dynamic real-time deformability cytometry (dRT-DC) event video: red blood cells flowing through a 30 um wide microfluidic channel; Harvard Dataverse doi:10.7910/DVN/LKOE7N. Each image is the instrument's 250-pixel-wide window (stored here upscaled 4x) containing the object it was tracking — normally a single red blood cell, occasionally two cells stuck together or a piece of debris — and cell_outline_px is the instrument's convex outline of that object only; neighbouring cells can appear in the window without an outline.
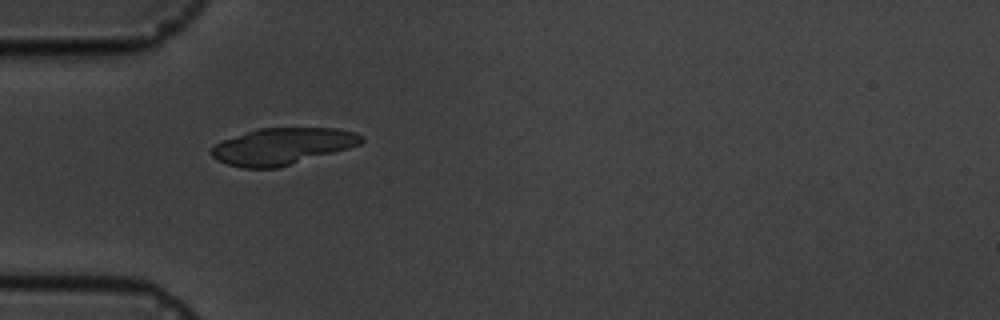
{"species": "common noctule bat (a hibernating species)", "species_latin": "Nyctalus noctula", "temperature_condition": "cold", "stored_images_in_passage": 3, "camera_frame_rate_fps": 3000, "um_per_image_px": 0.085, "animal": {"sex": "male", "body_mass_g": 19.5, "forearm_length_mm": 54.6}, "frame": {"image": 1, "passage_image": 2, "time_ms": 1.333, "image_size_px": [1000, 320], "cell_outline_px": [[364, 140], [360, 144], [348, 148], [276, 168], [244, 168], [228, 164], [212, 156], [212, 148], [216, 144], [224, 140], [256, 128], [336, 128], [356, 132], [364, 136]], "centroid_in_image_um": [24.03, 12.42], "position_along_channel_um": 61.0, "area_um2": 31.56}}